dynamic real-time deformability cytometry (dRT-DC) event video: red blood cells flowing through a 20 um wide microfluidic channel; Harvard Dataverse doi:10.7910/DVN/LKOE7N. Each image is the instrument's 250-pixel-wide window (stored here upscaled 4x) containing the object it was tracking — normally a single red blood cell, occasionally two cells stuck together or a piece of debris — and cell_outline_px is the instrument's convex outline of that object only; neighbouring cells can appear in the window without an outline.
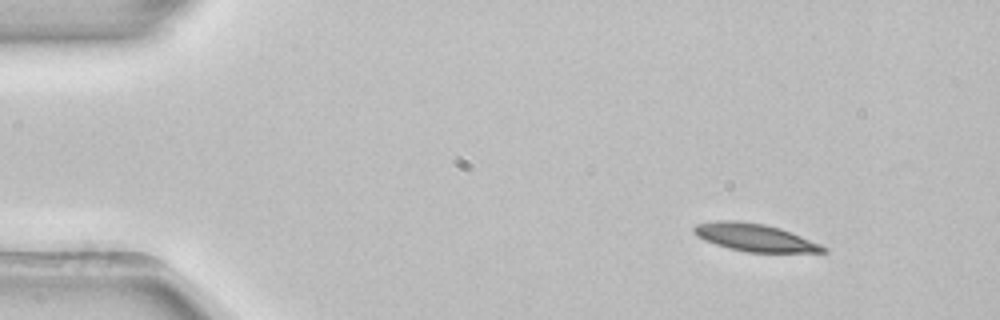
{"species": "common noctule bat (a hibernating species)", "species_latin": "Nyctalus noctula", "temperature_condition": "room temperature", "stored_images_in_passage": 47, "camera_frame_rate_fps": 3000, "um_per_image_px": 0.085, "animal": {"sex": "female", "body_mass_g": 22.7, "forearm_length_mm": 54.2}, "frame": {"image": 1, "passage_image": 1, "time_ms": 0.0, "image_size_px": [1000, 320], "cell_outline_px": [[828, 252], [744, 252], [728, 248], [704, 240], [692, 232], [692, 228], [696, 224], [716, 220], [736, 220], [764, 224], [780, 228], [820, 244], [828, 248]], "centroid_in_image_um": [64.11, 20.18], "position_along_channel_um": 20.9, "area_um2": 20.75}}
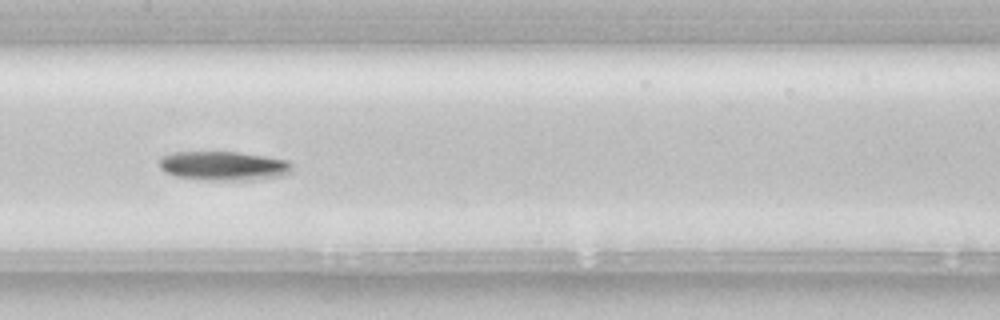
{"frame": {"image": 2, "passage_image": 21, "time_ms": 6.667, "image_size_px": [1000, 320], "cell_outline_px": [[292, 172], [280, 176], [252, 180], [200, 180], [176, 176], [164, 172], [160, 168], [160, 156], [172, 152], [240, 152], [288, 160], [292, 164]], "centroid_in_image_um": [18.99, 14.1], "position_along_channel_um": 188.4, "area_um2": 22.77}}
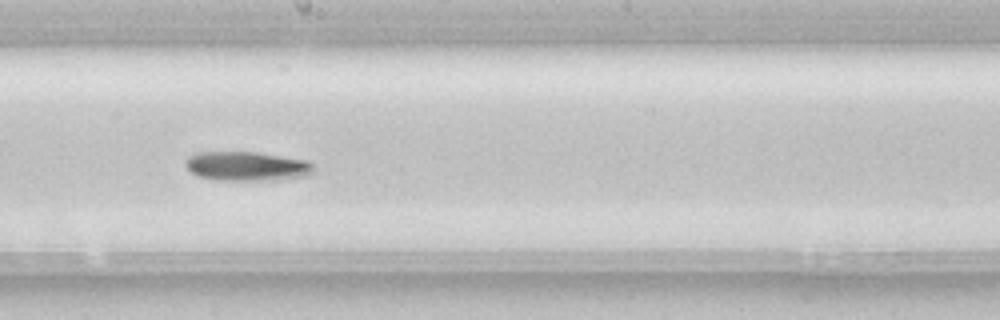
{"frame": {"image": 3, "passage_image": 24, "time_ms": 7.667, "image_size_px": [1000, 320], "cell_outline_px": [[312, 172], [308, 176], [276, 180], [216, 180], [196, 176], [184, 164], [184, 160], [188, 156], [196, 152], [256, 152], [308, 160], [312, 164]], "centroid_in_image_um": [20.95, 14.13], "position_along_channel_um": 227.3, "area_um2": 22.02}, "authors_computed_cell_mechanics": {"area_um2": 21.097, "velocity_mm_per_s": 3.8907, "shape_relaxation_time_tau1_ms": 5.2116, "shape_relaxation_time_tau2_ms": null, "deformation_change_tau1": 0.1588, "deformation_change_tau2": null}}